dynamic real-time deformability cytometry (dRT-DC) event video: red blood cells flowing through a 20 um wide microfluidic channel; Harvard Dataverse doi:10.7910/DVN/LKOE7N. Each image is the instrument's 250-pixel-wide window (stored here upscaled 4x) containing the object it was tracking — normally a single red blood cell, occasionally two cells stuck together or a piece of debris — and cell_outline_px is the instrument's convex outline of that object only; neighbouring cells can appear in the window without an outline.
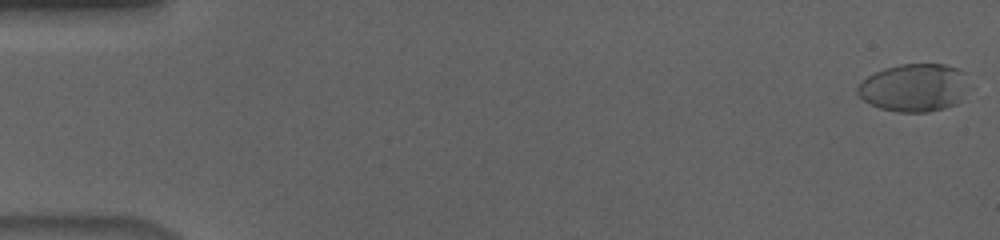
{"species": "human", "species_latin": "Homo sapiens", "temperature_condition": "cold", "stored_images_in_passage": 57, "camera_frame_rate_fps": 3000, "um_per_image_px": 0.085, "donor": {"sex": "male"}, "frame": {"image": 1, "passage_image": 1, "time_ms": 0.0, "image_size_px": [1000, 240], "cell_outline_px": [[964, 72], [960, 100], [956, 104], [944, 108], [928, 112], [896, 112], [880, 108], [864, 100], [856, 92], [856, 88], [868, 76], [884, 68], [900, 64], [944, 64], [956, 68]], "centroid_in_image_um": [77.62, 7.45], "position_along_channel_um": 7.4, "area_um2": 30.35}}
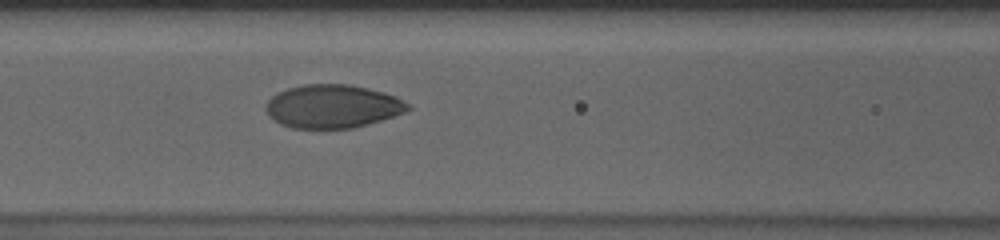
{"frame": {"image": 2, "passage_image": 25, "time_ms": 8.0, "image_size_px": [1000, 240], "cell_outline_px": [[412, 108], [404, 112], [368, 124], [352, 128], [292, 128], [280, 124], [272, 120], [268, 116], [264, 108], [264, 104], [276, 92], [288, 88], [304, 84], [348, 84], [368, 88], [384, 92], [396, 96], [412, 104]], "centroid_in_image_um": [28.24, 9.03], "position_along_channel_um": 138.4, "area_um2": 36.24}}
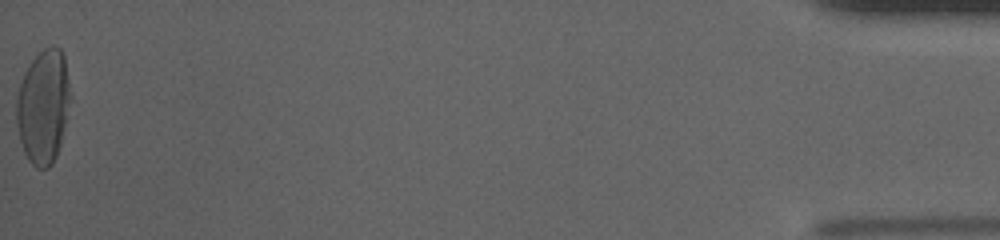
{"frame": {"image": 3, "passage_image": 57, "time_ms": 18.667, "image_size_px": [1000, 240], "cell_outline_px": [[72, 96], [60, 144], [56, 156], [52, 164], [48, 168], [36, 168], [28, 160], [24, 152], [20, 140], [16, 124], [16, 100], [20, 84], [24, 72], [32, 60], [44, 48], [52, 44], [60, 48], [64, 56]], "centroid_in_image_um": [3.69, 9.04], "position_along_channel_um": 431.5, "area_um2": 36.13}, "authors_computed_cell_mechanics": {"area_um2": 35.4892, "velocity_mm_per_s": 3.657, "shape_relaxation_time_tau1_ms": 4.0778, "shape_relaxation_time_tau2_ms": null, "deformation_change_tau1": 0.1897, "deformation_change_tau2": null}}